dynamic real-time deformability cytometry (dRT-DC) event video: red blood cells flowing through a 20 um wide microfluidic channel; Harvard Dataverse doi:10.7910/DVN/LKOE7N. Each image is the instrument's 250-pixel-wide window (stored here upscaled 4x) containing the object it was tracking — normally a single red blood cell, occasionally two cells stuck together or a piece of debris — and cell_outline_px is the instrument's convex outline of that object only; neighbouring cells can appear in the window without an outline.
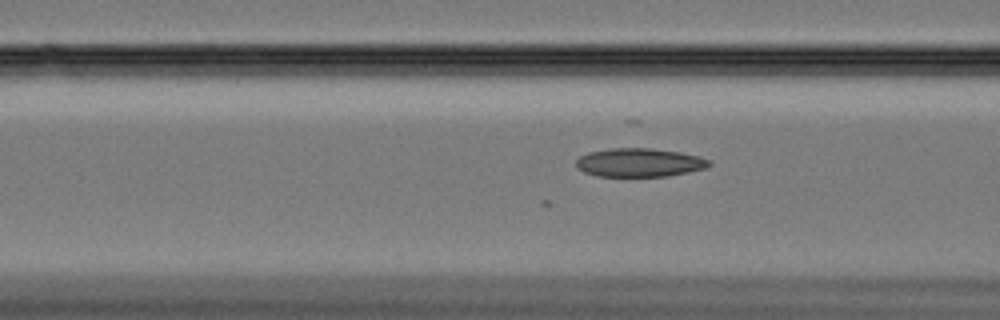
{"species": "Egyptian fruit bat (a non-hibernating species)", "species_latin": "Rousettus aegyptiacus", "temperature_condition": "cold", "stored_images_in_passage": 61, "camera_frame_rate_fps": 3000, "um_per_image_px": 0.085, "animal": {"sex": "female"}, "frame": {"image": 1, "passage_image": 24, "time_ms": 7.667, "image_size_px": [1000, 320], "cell_outline_px": [[712, 164], [704, 168], [688, 172], [668, 176], [596, 176], [584, 172], [576, 164], [576, 160], [580, 156], [588, 152], [612, 148], [652, 148], [680, 152], [700, 156], [708, 160]], "centroid_in_image_um": [54.35, 13.81], "position_along_channel_um": 112.3, "area_um2": 22.08}}
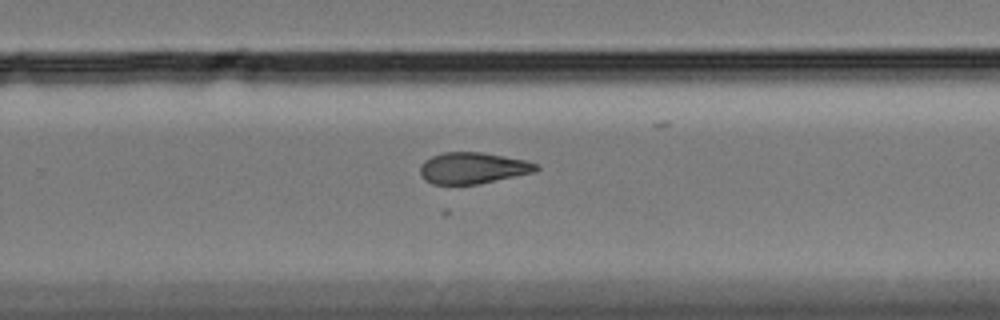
{"frame": {"image": 2, "passage_image": 40, "time_ms": 13.0, "image_size_px": [1000, 320], "cell_outline_px": [[540, 168], [536, 172], [476, 184], [432, 184], [424, 180], [420, 176], [420, 164], [424, 160], [432, 156], [444, 152], [480, 152], [524, 160], [536, 164]], "centroid_in_image_um": [40.14, 14.29], "position_along_channel_um": 289.7, "area_um2": 21.1}}
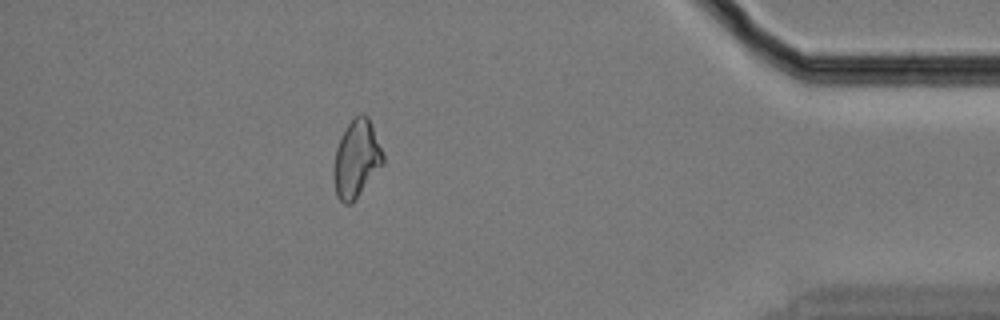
{"frame": {"image": 3, "passage_image": 54, "time_ms": 17.667, "image_size_px": [1000, 320], "cell_outline_px": [[384, 164], [352, 204], [344, 204], [336, 196], [336, 148], [348, 124], [360, 112], [364, 112], [368, 116], [384, 156]], "centroid_in_image_um": [30.35, 13.5], "position_along_channel_um": 404.9, "area_um2": 21.62}}